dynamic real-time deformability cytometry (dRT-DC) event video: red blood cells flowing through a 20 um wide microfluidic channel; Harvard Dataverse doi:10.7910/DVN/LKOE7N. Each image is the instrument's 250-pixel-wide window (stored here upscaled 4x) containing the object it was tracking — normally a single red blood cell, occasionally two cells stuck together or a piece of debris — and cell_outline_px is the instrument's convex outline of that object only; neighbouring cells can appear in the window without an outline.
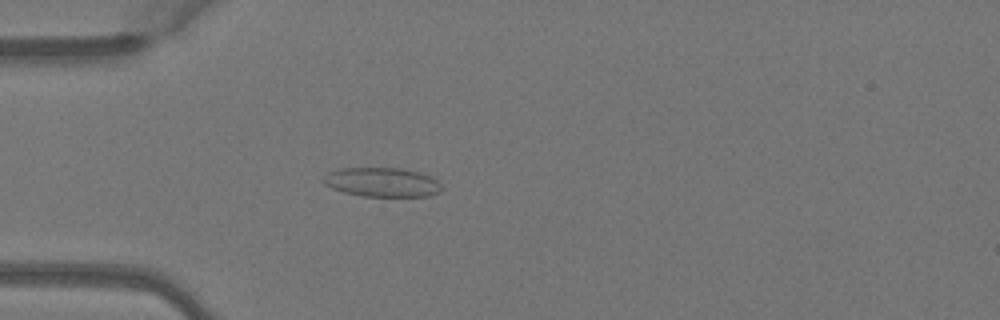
{"species": "Egyptian fruit bat (a non-hibernating species)", "species_latin": "Rousettus aegyptiacus", "temperature_condition": "warm", "stored_images_in_passage": 4, "camera_frame_rate_fps": 3000, "um_per_image_px": 0.085, "animal": {"sex": "female"}, "frame": {"image": 1, "passage_image": 4, "time_ms": 1.0, "image_size_px": [1000, 320], "cell_outline_px": [[440, 192], [428, 196], [360, 196], [344, 192], [332, 188], [324, 184], [324, 176], [328, 172], [340, 168], [400, 168], [416, 172], [428, 176], [436, 180], [440, 184]], "centroid_in_image_um": [32.43, 15.49], "position_along_channel_um": 52.6, "area_um2": 19.88}}